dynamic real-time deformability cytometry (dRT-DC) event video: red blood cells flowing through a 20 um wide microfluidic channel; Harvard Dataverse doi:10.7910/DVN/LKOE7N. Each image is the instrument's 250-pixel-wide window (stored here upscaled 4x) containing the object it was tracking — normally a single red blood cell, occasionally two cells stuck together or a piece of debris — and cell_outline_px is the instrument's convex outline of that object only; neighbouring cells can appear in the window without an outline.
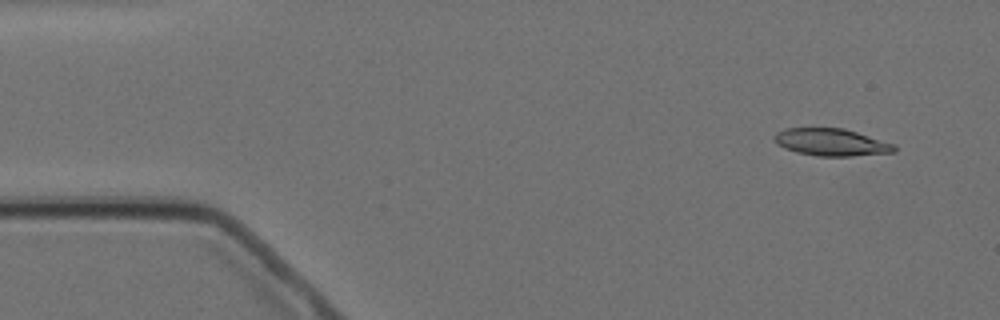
{"species": "Egyptian fruit bat (a non-hibernating species)", "species_latin": "Rousettus aegyptiacus", "temperature_condition": "cold", "stored_images_in_passage": 4, "camera_frame_rate_fps": 3000, "um_per_image_px": 0.085, "animal": {"sex": "female"}, "frame": {"image": 1, "passage_image": 1, "time_ms": 0.0, "image_size_px": [1000, 320], "cell_outline_px": [[896, 152], [852, 156], [816, 156], [796, 152], [784, 148], [776, 144], [772, 140], [772, 136], [776, 132], [784, 128], [844, 128], [896, 144]], "centroid_in_image_um": [70.63, 12.09], "position_along_channel_um": 14.4, "area_um2": 19.36}}
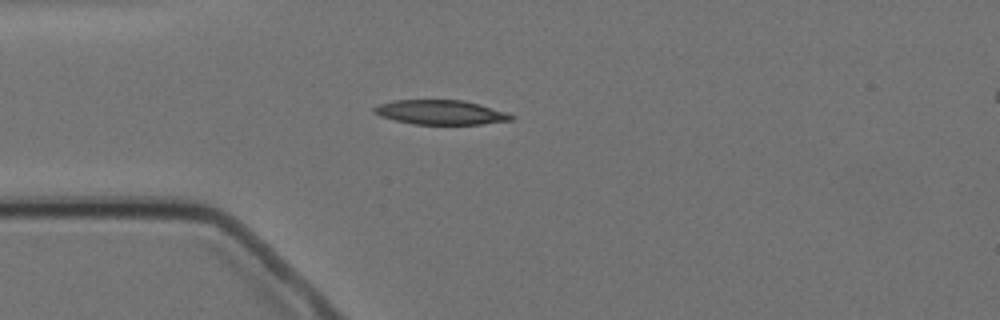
{"frame": {"image": 2, "passage_image": 4, "time_ms": 3.333, "image_size_px": [1000, 320], "cell_outline_px": [[516, 116], [512, 120], [480, 124], [412, 124], [380, 116], [372, 112], [372, 108], [380, 104], [396, 100], [464, 100], [480, 104]], "centroid_in_image_um": [37.44, 9.54], "position_along_channel_um": 47.6, "area_um2": 19.42}}